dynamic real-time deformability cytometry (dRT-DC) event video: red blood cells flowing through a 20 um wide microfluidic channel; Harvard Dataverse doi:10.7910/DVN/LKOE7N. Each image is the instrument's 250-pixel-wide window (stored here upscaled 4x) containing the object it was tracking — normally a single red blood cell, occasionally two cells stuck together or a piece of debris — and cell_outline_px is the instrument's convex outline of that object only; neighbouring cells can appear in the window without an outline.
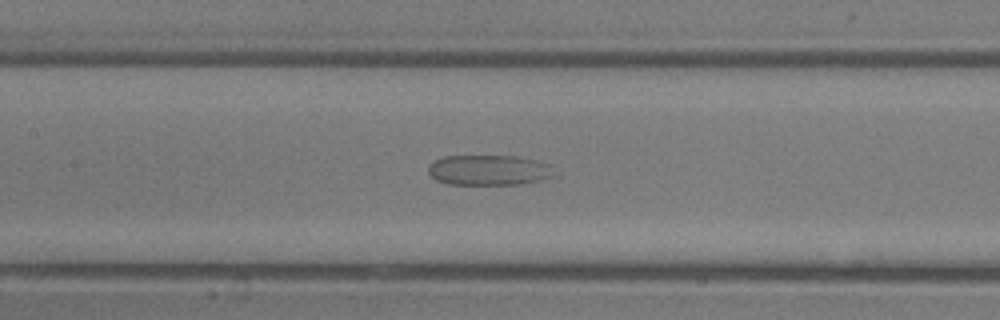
{"species": "common noctule bat (a hibernating species)", "species_latin": "Nyctalus noctula", "temperature_condition": "room temperature", "stored_images_in_passage": 42, "camera_frame_rate_fps": 3000, "um_per_image_px": 0.085, "animal": {"sex": "male", "body_mass_g": 13.3}, "frame": {"image": 1, "passage_image": 19, "time_ms": 6.0, "image_size_px": [1000, 320], "cell_outline_px": [[556, 176], [540, 180], [520, 184], [448, 184], [436, 180], [428, 172], [428, 168], [436, 160], [444, 156], [516, 156], [536, 160], [548, 164]], "centroid_in_image_um": [41.56, 14.46], "position_along_channel_um": 165.8, "area_um2": 22.08}}
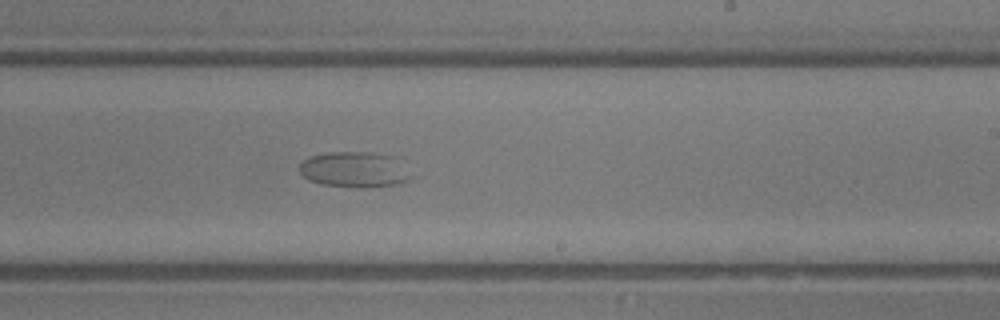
{"frame": {"image": 2, "passage_image": 25, "time_ms": 8.0, "image_size_px": [1000, 320], "cell_outline_px": [[412, 176], [408, 180], [396, 184], [368, 188], [356, 188], [320, 184], [308, 180], [300, 172], [300, 164], [304, 160], [312, 156], [328, 152], [372, 152], [392, 156]], "centroid_in_image_um": [30.09, 14.43], "position_along_channel_um": 258.9, "area_um2": 23.0}}
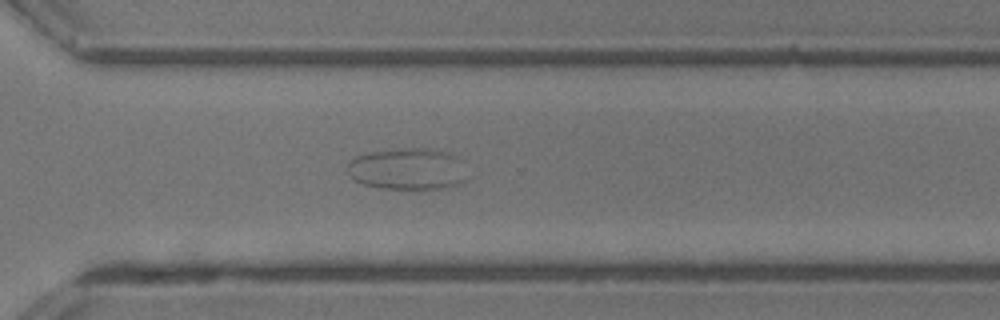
{"frame": {"image": 3, "passage_image": 30, "time_ms": 9.667, "image_size_px": [1000, 320], "cell_outline_px": [[472, 176], [464, 184], [444, 188], [380, 188], [364, 184], [352, 180], [348, 176], [348, 160], [356, 156], [368, 152], [412, 148], [420, 148], [444, 152], [452, 156]], "centroid_in_image_um": [34.64, 14.39], "position_along_channel_um": 336.0, "area_um2": 29.02}}